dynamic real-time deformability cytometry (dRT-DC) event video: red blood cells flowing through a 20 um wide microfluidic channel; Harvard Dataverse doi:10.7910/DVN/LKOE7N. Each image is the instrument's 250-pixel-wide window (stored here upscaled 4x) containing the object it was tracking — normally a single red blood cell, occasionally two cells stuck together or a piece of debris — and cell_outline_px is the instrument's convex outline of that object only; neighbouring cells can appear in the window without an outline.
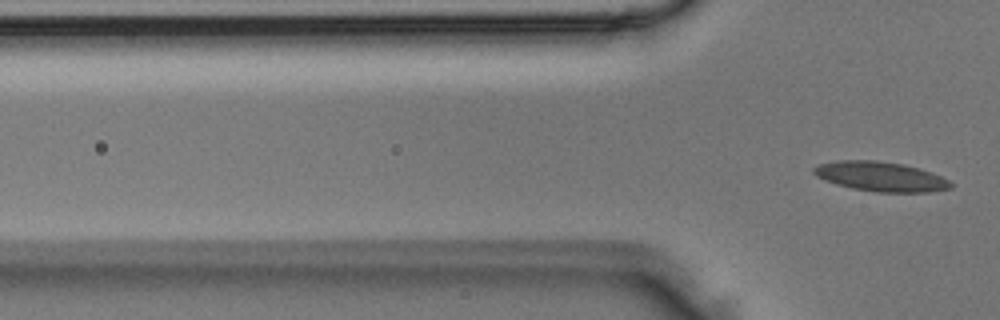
{"species": "Egyptian fruit bat (a non-hibernating species)", "species_latin": "Rousettus aegyptiacus", "temperature_condition": "room temperature", "stored_images_in_passage": 6, "segment_of_instrument_passage": [2, 2], "camera_frame_rate_fps": 3000, "um_per_image_px": 0.085, "animal": {"sex": "male"}, "frame": {"image": 1, "passage_image": 6, "time_ms": 1.667, "image_size_px": [1000, 320], "cell_outline_px": [[952, 188], [928, 192], [876, 192], [852, 188], [836, 184], [816, 176], [812, 172], [812, 168], [820, 164], [840, 160], [876, 160], [904, 164], [920, 168], [932, 172], [948, 180], [952, 184]], "centroid_in_image_um": [74.86, 15.0], "position_along_channel_um": 50.9, "area_um2": 23.64}}